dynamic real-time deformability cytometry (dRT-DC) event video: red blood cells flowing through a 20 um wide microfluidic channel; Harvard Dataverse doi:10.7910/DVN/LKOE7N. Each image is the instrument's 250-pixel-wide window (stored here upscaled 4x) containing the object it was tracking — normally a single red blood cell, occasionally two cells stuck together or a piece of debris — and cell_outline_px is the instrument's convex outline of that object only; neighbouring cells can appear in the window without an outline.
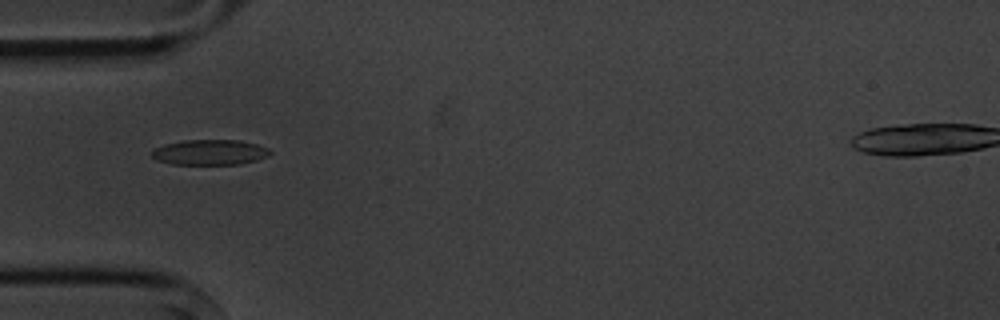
{"species": "common noctule bat (a hibernating species)", "species_latin": "Nyctalus noctula", "temperature_condition": "cold", "stored_images_in_passage": 9, "camera_frame_rate_fps": 3000, "um_per_image_px": 0.085, "animal": {"sex": "male", "body_mass_g": 20.1, "forearm_length_mm": 53.5}, "frame": {"image": 1, "passage_image": 4, "time_ms": 3.333, "image_size_px": [1000, 320], "cell_outline_px": [[272, 152], [268, 156], [256, 160], [240, 164], [172, 164], [156, 160], [152, 156], [152, 148], [164, 144], [184, 140], [236, 140], [256, 144], [268, 148]], "centroid_in_image_um": [17.81, 12.94], "position_along_channel_um": 67.2, "area_um2": 17.46}}
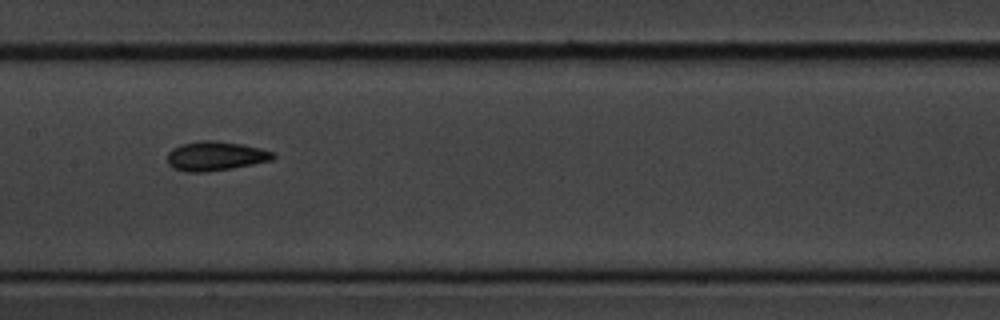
{"frame": {"image": 2, "passage_image": 7, "time_ms": 6.667, "image_size_px": [1000, 320], "cell_outline_px": [[276, 156], [272, 160], [232, 168], [204, 172], [184, 172], [172, 168], [168, 164], [168, 152], [172, 148], [180, 144], [196, 140], [216, 140], [244, 144], [260, 148], [272, 152]], "centroid_in_image_um": [18.27, 13.25], "position_along_channel_um": 189.1, "area_um2": 18.26}}
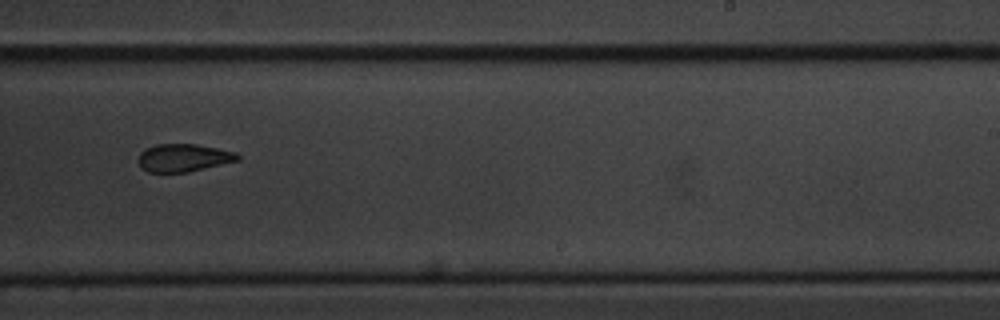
{"frame": {"image": 3, "passage_image": 9, "time_ms": 9.0, "image_size_px": [1000, 320], "cell_outline_px": [[240, 160], [188, 172], [148, 172], [140, 168], [136, 160], [140, 152], [144, 148], [156, 144], [196, 144], [236, 152], [240, 156]], "centroid_in_image_um": [15.54, 13.41], "position_along_channel_um": 273.5, "area_um2": 16.3}}